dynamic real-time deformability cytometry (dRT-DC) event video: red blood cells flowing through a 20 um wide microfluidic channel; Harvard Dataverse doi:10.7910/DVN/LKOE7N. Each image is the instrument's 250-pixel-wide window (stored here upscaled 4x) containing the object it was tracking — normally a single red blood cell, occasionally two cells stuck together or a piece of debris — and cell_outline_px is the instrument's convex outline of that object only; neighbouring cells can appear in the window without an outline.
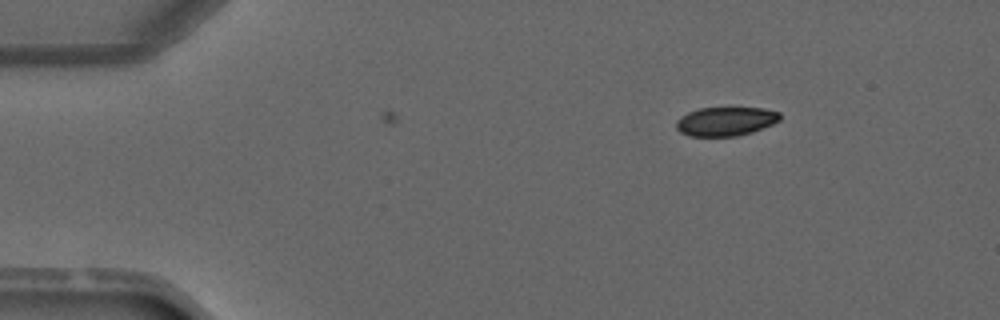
{"species": "common noctule bat (a hibernating species)", "species_latin": "Nyctalus noctula", "temperature_condition": "warm", "stored_images_in_passage": 2, "camera_frame_rate_fps": 3000, "um_per_image_px": 0.085, "animal": {"sex": "male", "forearm_length_mm": 52.5}, "frame": {"image": 1, "passage_image": 1, "time_ms": 0.0, "image_size_px": [1000, 320], "cell_outline_px": [[780, 120], [772, 124], [752, 132], [736, 136], [688, 136], [680, 132], [676, 128], [676, 120], [680, 116], [688, 112], [700, 108], [764, 108], [780, 112]], "centroid_in_image_um": [61.66, 10.31], "position_along_channel_um": 23.3, "area_um2": 17.51}}
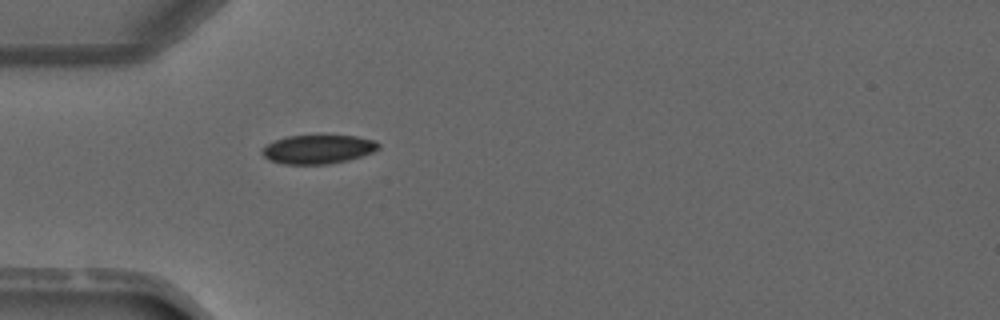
{"frame": {"image": 2, "passage_image": 2, "time_ms": 2.333, "image_size_px": [1000, 320], "cell_outline_px": [[380, 148], [372, 152], [348, 160], [328, 164], [284, 164], [268, 160], [260, 152], [268, 144], [276, 140], [288, 136], [356, 136], [376, 140], [380, 144]], "centroid_in_image_um": [27.05, 12.69], "position_along_channel_um": 58.0, "area_um2": 19.42}}